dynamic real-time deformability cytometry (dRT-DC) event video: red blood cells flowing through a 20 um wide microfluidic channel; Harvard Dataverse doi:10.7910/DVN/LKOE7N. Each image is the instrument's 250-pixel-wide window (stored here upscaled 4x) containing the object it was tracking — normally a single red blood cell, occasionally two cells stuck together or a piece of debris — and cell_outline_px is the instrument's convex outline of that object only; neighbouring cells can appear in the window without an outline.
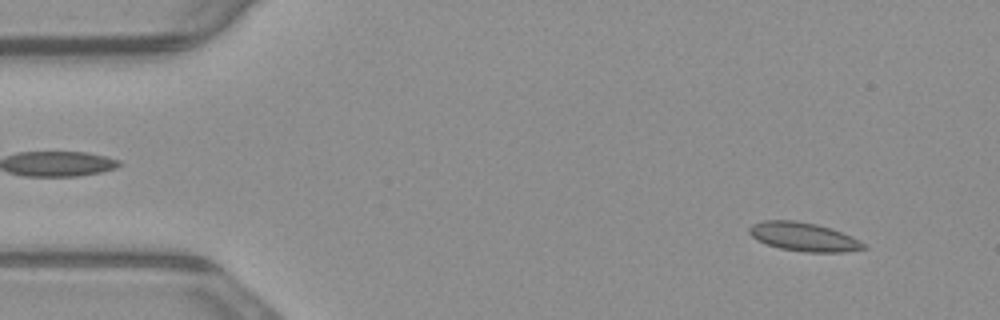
{"species": "common noctule bat (a hibernating species)", "species_latin": "Nyctalus noctula", "temperature_condition": "warm", "stored_images_in_passage": 54, "camera_frame_rate_fps": 3000, "um_per_image_px": 0.085, "animal": {"sex": "male", "body_mass_g": 23.1, "forearm_length_mm": 52.7}, "frame": {"image": 1, "passage_image": 5, "time_ms": 1.333, "image_size_px": [1000, 320], "cell_outline_px": [[860, 248], [784, 248], [768, 244], [760, 240], [752, 232], [752, 228], [760, 224], [776, 220], [780, 220], [808, 224], [824, 228], [848, 236], [860, 244]], "centroid_in_image_um": [68.12, 20.06], "position_along_channel_um": 16.9, "area_um2": 15.09}}
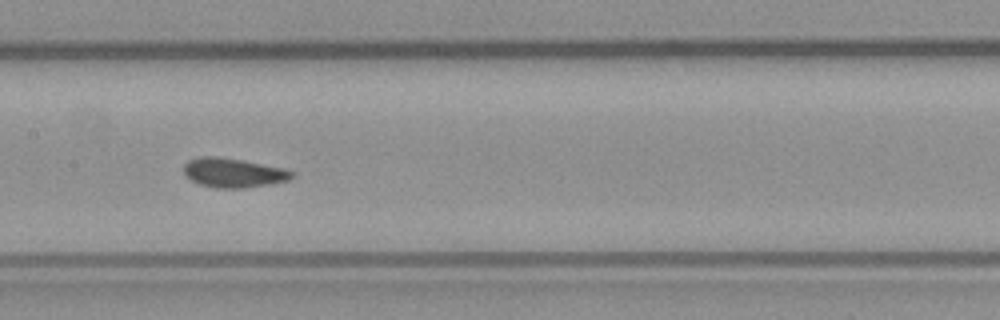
{"frame": {"image": 2, "passage_image": 26, "time_ms": 8.333, "image_size_px": [1000, 320], "cell_outline_px": [[288, 176], [280, 180], [256, 184], [208, 184], [196, 180], [188, 176], [184, 168], [192, 160], [232, 160], [272, 168], [288, 172]], "centroid_in_image_um": [19.72, 14.66], "position_along_channel_um": 187.7, "area_um2": 13.93}}
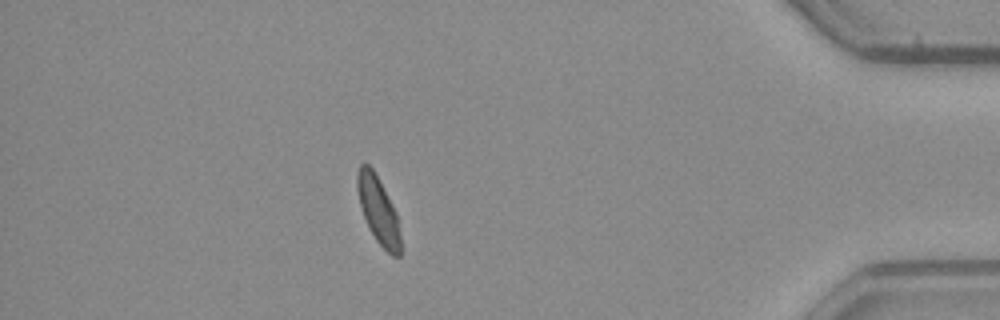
{"frame": {"image": 3, "passage_image": 47, "time_ms": 15.333, "image_size_px": [1000, 320], "cell_outline_px": [[400, 256], [396, 256], [388, 252], [380, 244], [372, 232], [364, 216], [360, 200], [360, 168], [364, 164], [368, 164], [372, 168], [396, 216], [400, 240]], "centroid_in_image_um": [32.2, 17.97], "position_along_channel_um": 403.0, "area_um2": 14.91}, "authors_computed_cell_mechanics": {"area_um2": 14.9413, "velocity_mm_per_s": 3.8205, "shape_relaxation_time_tau1_ms": 8.7958, "shape_relaxation_time_tau2_ms": 1.1714, "deformation_change_tau1": 0.2112, "deformation_change_tau2": 0.0772}}